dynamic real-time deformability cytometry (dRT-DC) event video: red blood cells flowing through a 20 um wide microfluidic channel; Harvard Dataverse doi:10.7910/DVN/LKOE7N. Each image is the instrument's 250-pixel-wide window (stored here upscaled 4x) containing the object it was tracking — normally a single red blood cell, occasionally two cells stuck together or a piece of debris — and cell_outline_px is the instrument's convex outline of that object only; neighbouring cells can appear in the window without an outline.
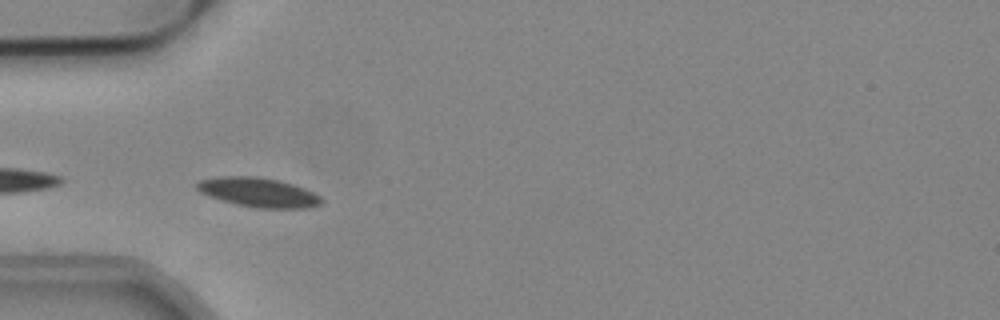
{"species": "common noctule bat (a hibernating species)", "species_latin": "Nyctalus noctula", "temperature_condition": "cold", "stored_images_in_passage": 9, "camera_frame_rate_fps": 3000, "um_per_image_px": 0.085, "animal": {"sex": "male", "body_mass_g": 19.2, "forearm_length_mm": 51.8}, "frame": {"image": 1, "passage_image": 1, "time_ms": 0.0, "image_size_px": [1000, 320], "cell_outline_px": [[324, 200], [320, 204], [308, 208], [260, 208], [236, 204], [208, 196], [200, 192], [196, 188], [196, 184], [200, 180], [220, 176], [256, 176], [280, 180], [304, 188], [320, 196]], "centroid_in_image_um": [21.96, 16.34], "position_along_channel_um": 63.0, "area_um2": 21.27}}